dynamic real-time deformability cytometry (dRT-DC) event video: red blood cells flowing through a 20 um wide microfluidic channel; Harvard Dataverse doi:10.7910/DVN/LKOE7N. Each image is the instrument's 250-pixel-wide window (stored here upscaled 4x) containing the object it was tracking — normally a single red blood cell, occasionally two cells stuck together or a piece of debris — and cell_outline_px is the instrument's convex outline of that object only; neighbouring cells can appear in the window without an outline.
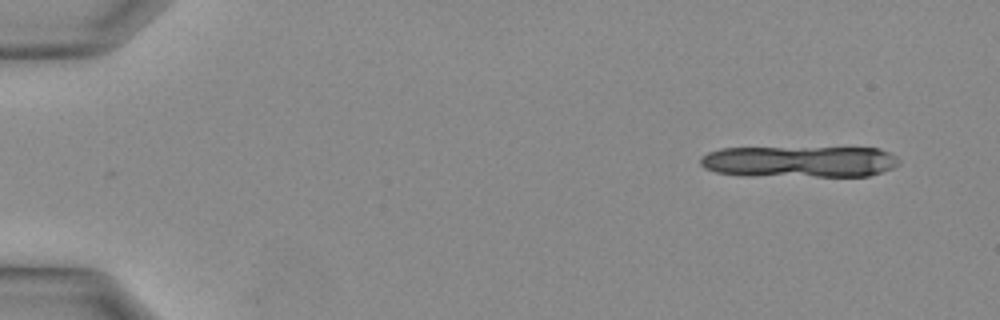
{"species": "Egyptian fruit bat (a non-hibernating species)", "species_latin": "Rousettus aegyptiacus", "temperature_condition": "warm", "stored_images_in_passage": 7, "camera_frame_rate_fps": 3000, "um_per_image_px": 0.085, "animal": {"sex": "female"}, "frame": {"image": 1, "passage_image": 1, "time_ms": 0.0, "image_size_px": [1000, 320], "cell_outline_px": [[900, 164], [892, 168], [868, 176], [740, 176], [716, 172], [704, 168], [700, 164], [700, 156], [708, 152], [720, 148], [880, 148], [896, 156], [900, 160]], "centroid_in_image_um": [67.92, 13.74], "position_along_channel_um": 17.1, "area_um2": 36.76}}